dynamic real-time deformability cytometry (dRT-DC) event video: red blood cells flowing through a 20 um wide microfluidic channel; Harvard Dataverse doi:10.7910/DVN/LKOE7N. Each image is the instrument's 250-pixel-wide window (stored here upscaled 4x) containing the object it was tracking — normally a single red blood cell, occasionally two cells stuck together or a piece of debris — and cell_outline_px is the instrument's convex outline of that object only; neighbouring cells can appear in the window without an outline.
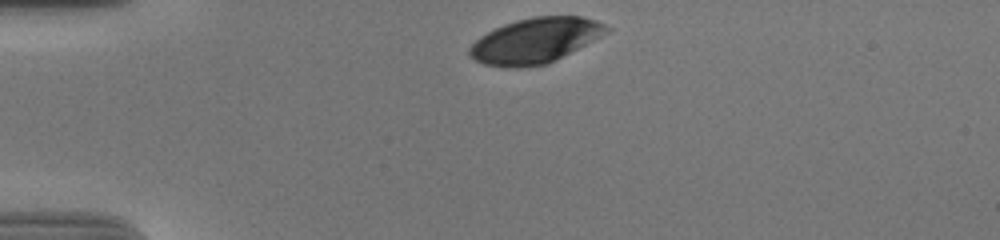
{"species": "human", "species_latin": "Homo sapiens", "temperature_condition": "cold", "stored_images_in_passage": 34, "camera_frame_rate_fps": 3000, "um_per_image_px": 0.085, "donor": {"sex": "male"}, "frame": {"image": 1, "passage_image": 1, "time_ms": 0.0, "image_size_px": [1000, 240], "cell_outline_px": [[612, 28], [608, 32], [556, 60], [548, 64], [520, 68], [512, 68], [484, 64], [468, 56], [468, 48], [480, 36], [504, 24], [516, 20], [532, 16], [580, 16], [596, 20]], "centroid_in_image_um": [45.49, 3.45], "position_along_channel_um": 39.5, "area_um2": 36.07}}
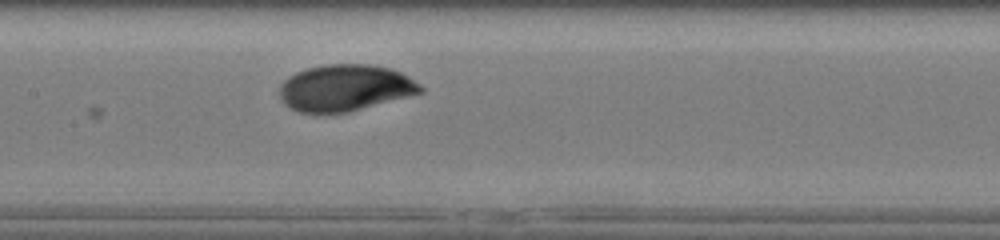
{"frame": {"image": 2, "passage_image": 16, "time_ms": 5.0, "image_size_px": [1000, 240], "cell_outline_px": [[424, 92], [348, 112], [296, 112], [284, 104], [280, 100], [280, 84], [288, 76], [296, 72], [308, 68], [324, 64], [368, 64], [392, 68], [408, 76], [420, 84], [424, 88]], "centroid_in_image_um": [29.32, 7.46], "position_along_channel_um": 178.1, "area_um2": 38.26}}
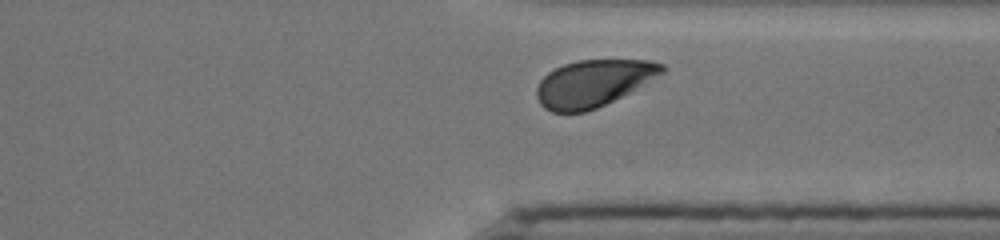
{"frame": {"image": 3, "passage_image": 31, "time_ms": 10.0, "image_size_px": [1000, 240], "cell_outline_px": [[668, 68], [664, 72], [628, 92], [596, 108], [584, 112], [552, 112], [544, 108], [540, 104], [536, 96], [536, 88], [540, 80], [548, 72], [564, 64], [576, 60], [648, 60], [664, 64]], "centroid_in_image_um": [50.39, 7.06], "position_along_channel_um": 361.0, "area_um2": 33.87}, "authors_computed_cell_mechanics": {"area_um2": 37.8301, "velocity_mm_per_s": 3.6382, "shape_relaxation_time_tau1_ms": 3.4935, "shape_relaxation_time_tau2_ms": null, "deformation_change_tau1": 0.1476, "deformation_change_tau2": null}}